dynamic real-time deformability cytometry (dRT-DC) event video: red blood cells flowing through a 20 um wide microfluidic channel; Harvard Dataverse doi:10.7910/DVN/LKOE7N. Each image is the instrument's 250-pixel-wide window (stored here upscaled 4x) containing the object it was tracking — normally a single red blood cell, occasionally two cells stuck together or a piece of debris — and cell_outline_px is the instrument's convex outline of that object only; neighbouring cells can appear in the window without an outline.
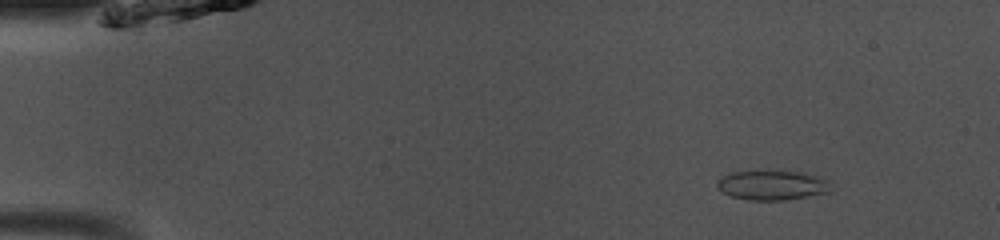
{"species": "common noctule bat (a hibernating species)", "species_latin": "Nyctalus noctula", "temperature_condition": "room temperature", "stored_images_in_passage": 49, "camera_frame_rate_fps": 3000, "um_per_image_px": 0.085, "animal": {"sex": "male", "body_mass_g": 13.0, "forearm_length_mm": 53.1}, "frame": {"image": 1, "passage_image": 6, "time_ms": 1.667, "image_size_px": [1000, 240], "cell_outline_px": [[828, 192], [788, 200], [748, 200], [732, 196], [724, 192], [716, 184], [724, 176], [732, 172], [756, 168], [804, 172], [828, 180]], "centroid_in_image_um": [65.61, 15.69], "position_along_channel_um": 19.4, "area_um2": 20.0}}
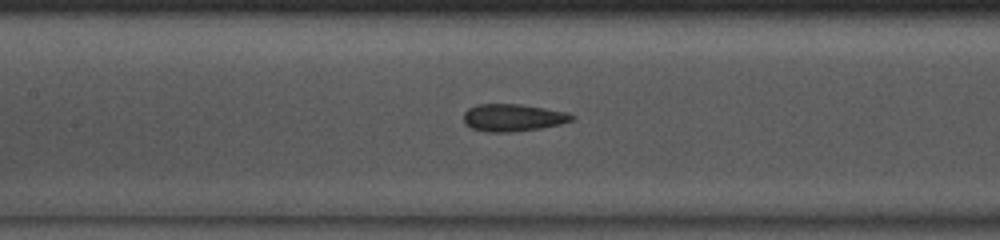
{"frame": {"image": 2, "passage_image": 23, "time_ms": 7.333, "image_size_px": [1000, 240], "cell_outline_px": [[576, 116], [572, 120], [560, 124], [540, 128], [508, 132], [488, 132], [472, 128], [464, 120], [464, 112], [468, 108], [476, 104], [520, 104], [568, 112]], "centroid_in_image_um": [43.61, 9.99], "position_along_channel_um": 163.8, "area_um2": 17.11}}
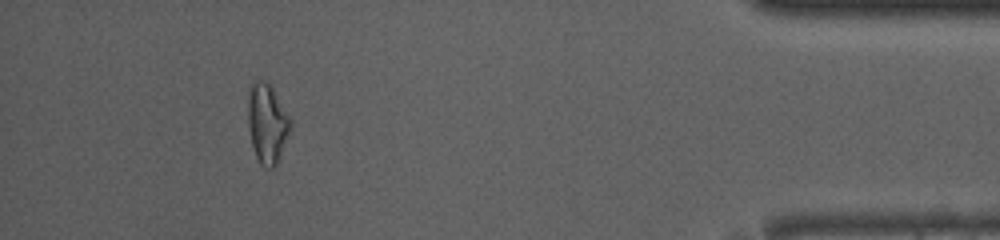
{"frame": {"image": 3, "passage_image": 45, "time_ms": 14.667, "image_size_px": [1000, 240], "cell_outline_px": [[292, 128], [280, 156], [276, 164], [272, 168], [264, 168], [260, 164], [256, 156], [252, 144], [248, 128], [248, 92], [252, 80], [260, 80], [272, 84], [292, 120]], "centroid_in_image_um": [22.73, 10.45], "position_along_channel_um": 412.5, "area_um2": 20.17}, "authors_computed_cell_mechanics": {"area_um2": 18.0914, "velocity_mm_per_s": 4.104, "shape_relaxation_time_tau1_ms": null, "shape_relaxation_time_tau2_ms": 1.223, "deformation_change_tau1": null, "deformation_change_tau2": 0.0601}}